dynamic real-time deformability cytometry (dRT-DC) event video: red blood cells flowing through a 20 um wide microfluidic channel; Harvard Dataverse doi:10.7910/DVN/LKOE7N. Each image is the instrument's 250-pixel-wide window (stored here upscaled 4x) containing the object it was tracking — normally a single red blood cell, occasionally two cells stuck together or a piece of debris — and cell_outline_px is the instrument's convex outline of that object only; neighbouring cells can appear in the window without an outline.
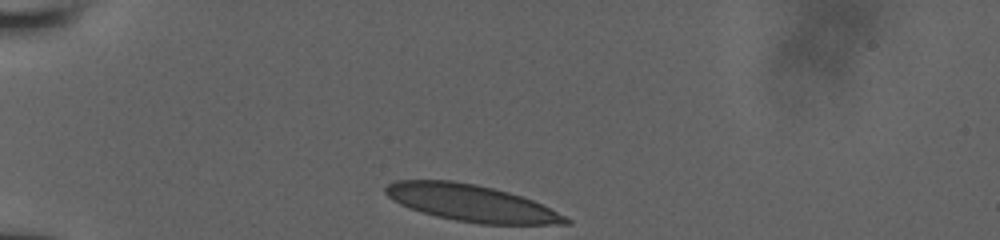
{"species": "human", "species_latin": "Homo sapiens", "temperature_condition": "room temperature", "stored_images_in_passage": 3, "camera_frame_rate_fps": 3000, "um_per_image_px": 0.085, "donor": {"sex": "male"}, "frame": {"image": 1, "passage_image": 1, "time_ms": 0.0, "image_size_px": [1000, 240], "cell_outline_px": [[572, 224], [480, 224], [456, 220], [436, 216], [400, 204], [392, 200], [384, 192], [384, 188], [388, 184], [396, 180], [452, 180], [476, 184], [508, 192], [532, 200], [572, 220]], "centroid_in_image_um": [40.03, 17.25], "position_along_channel_um": 45.0, "area_um2": 38.09}}
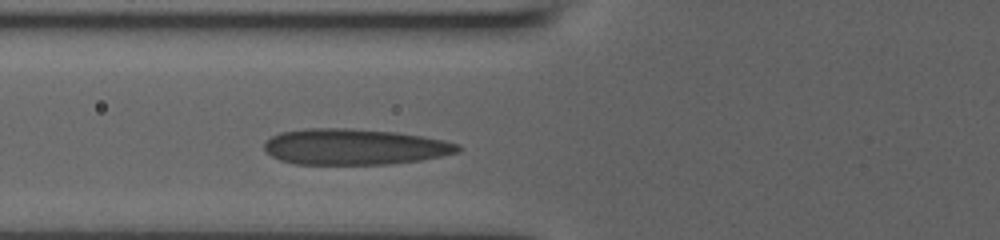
{"frame": {"image": 2, "passage_image": 3, "time_ms": 2.333, "image_size_px": [1000, 240], "cell_outline_px": [[460, 152], [420, 160], [388, 164], [296, 164], [280, 160], [272, 156], [264, 148], [264, 144], [272, 136], [280, 132], [308, 128], [348, 128], [396, 132], [444, 140], [456, 144], [460, 148]], "centroid_in_image_um": [30.11, 12.48], "position_along_channel_um": 95.7, "area_um2": 40.29}}